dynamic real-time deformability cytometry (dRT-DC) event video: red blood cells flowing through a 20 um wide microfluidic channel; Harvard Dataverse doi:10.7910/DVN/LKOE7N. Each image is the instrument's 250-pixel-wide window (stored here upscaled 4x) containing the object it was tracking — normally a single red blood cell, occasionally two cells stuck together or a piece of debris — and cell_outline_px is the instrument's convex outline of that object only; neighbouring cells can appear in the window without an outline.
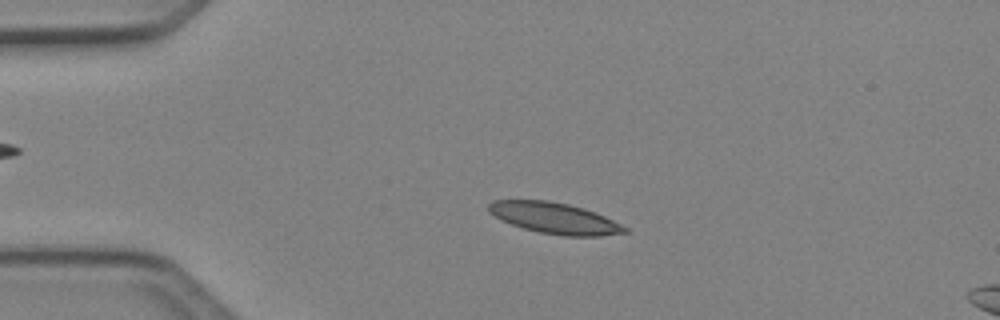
{"species": "Egyptian fruit bat (a non-hibernating species)", "species_latin": "Rousettus aegyptiacus", "temperature_condition": "cold", "stored_images_in_passage": 5, "camera_frame_rate_fps": 3000, "um_per_image_px": 0.085, "animal": {"sex": "female"}, "frame": {"image": 1, "passage_image": 4, "time_ms": 1.0, "image_size_px": [1000, 320], "cell_outline_px": [[628, 232], [600, 236], [564, 236], [540, 232], [524, 228], [500, 220], [488, 212], [488, 204], [492, 200], [548, 200], [568, 204], [584, 208], [596, 212], [628, 228]], "centroid_in_image_um": [47.12, 18.53], "position_along_channel_um": 37.9, "area_um2": 24.62}}